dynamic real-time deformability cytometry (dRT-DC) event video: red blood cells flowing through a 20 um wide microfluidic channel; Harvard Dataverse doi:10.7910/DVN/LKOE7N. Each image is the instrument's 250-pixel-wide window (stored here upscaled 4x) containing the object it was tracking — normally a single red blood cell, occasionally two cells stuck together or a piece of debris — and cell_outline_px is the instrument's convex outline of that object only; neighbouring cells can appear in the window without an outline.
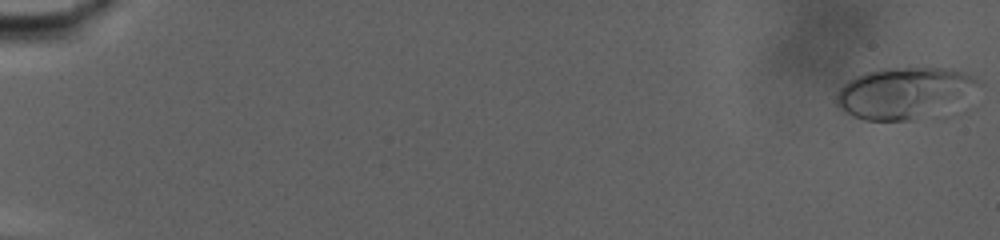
{"species": "human", "species_latin": "Homo sapiens", "temperature_condition": "warm", "stored_images_in_passage": 75, "camera_frame_rate_fps": 3000, "um_per_image_px": 0.085, "donor": {"sex": "male"}, "frame": {"image": 1, "passage_image": 1, "time_ms": 0.0, "image_size_px": [1000, 240], "cell_outline_px": [[984, 84], [912, 120], [864, 120], [852, 116], [844, 112], [836, 104], [836, 96], [840, 88], [848, 80], [856, 76], [880, 68], [952, 68], [964, 72], [980, 80]], "centroid_in_image_um": [76.71, 7.84], "position_along_channel_um": 8.3, "area_um2": 40.63}}
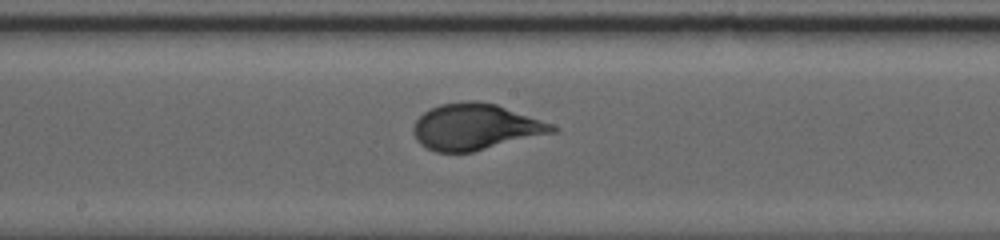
{"frame": {"image": 2, "passage_image": 43, "time_ms": 14.0, "image_size_px": [1000, 240], "cell_outline_px": [[560, 128], [556, 132], [472, 152], [436, 152], [420, 144], [416, 140], [412, 132], [412, 128], [416, 120], [424, 112], [440, 104], [468, 100], [476, 100], [496, 104], [552, 124]], "centroid_in_image_um": [40.39, 10.78], "position_along_channel_um": 207.8, "area_um2": 37.28}}
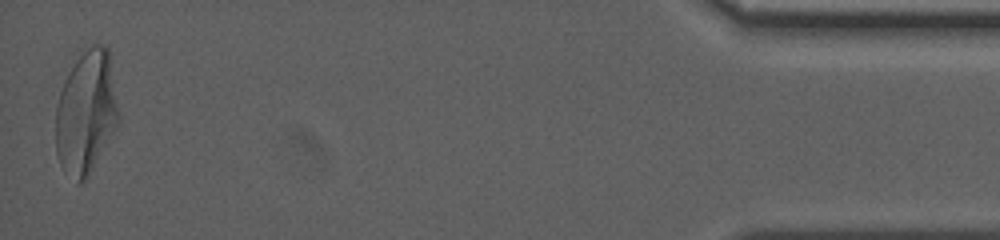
{"frame": {"image": 3, "passage_image": 74, "time_ms": 24.333, "image_size_px": [1000, 240], "cell_outline_px": [[120, 124], [88, 176], [80, 184], [76, 184], [60, 164], [56, 152], [56, 108], [60, 92], [64, 80], [68, 72], [76, 60], [92, 44], [104, 44], [108, 48], [120, 112]], "centroid_in_image_um": [7.35, 9.58], "position_along_channel_um": 427.8, "area_um2": 45.6}, "authors_computed_cell_mechanics": {"area_um2": 37.281, "velocity_mm_per_s": 2.8764, "shape_relaxation_time_tau1_ms": 7.7756, "shape_relaxation_time_tau2_ms": null, "deformation_change_tau1": 0.2685, "deformation_change_tau2": null}}